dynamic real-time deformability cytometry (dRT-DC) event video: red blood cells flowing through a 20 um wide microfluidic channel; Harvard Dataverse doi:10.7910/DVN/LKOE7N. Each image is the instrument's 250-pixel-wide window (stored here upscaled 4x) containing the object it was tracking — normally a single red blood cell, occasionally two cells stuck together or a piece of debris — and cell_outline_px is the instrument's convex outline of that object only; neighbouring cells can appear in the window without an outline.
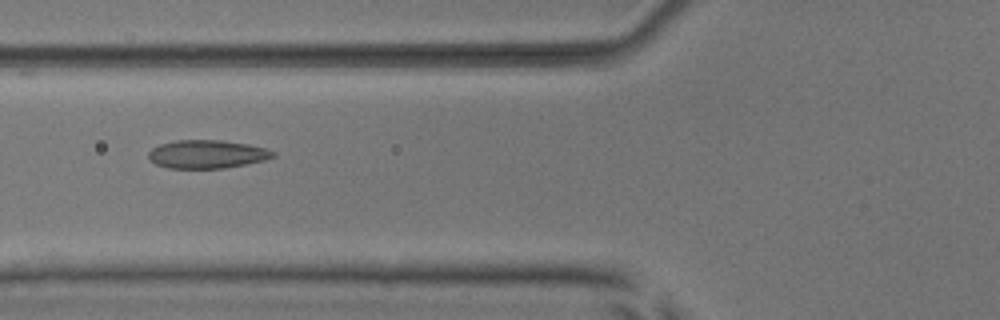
{"species": "common noctule bat (a hibernating species)", "species_latin": "Nyctalus noctula", "temperature_condition": "room temperature", "stored_images_in_passage": 6, "camera_frame_rate_fps": 3000, "um_per_image_px": 0.085, "animal": {"sex": "male", "body_mass_g": 17.9, "forearm_length_mm": 54.2}, "frame": {"image": 1, "passage_image": 4, "time_ms": 3.333, "image_size_px": [1000, 320], "cell_outline_px": [[276, 156], [264, 160], [224, 168], [168, 168], [156, 164], [148, 156], [148, 152], [152, 148], [160, 144], [176, 140], [220, 140], [248, 144], [268, 148], [276, 152]], "centroid_in_image_um": [17.62, 13.1], "position_along_channel_um": 108.2, "area_um2": 20.52}}
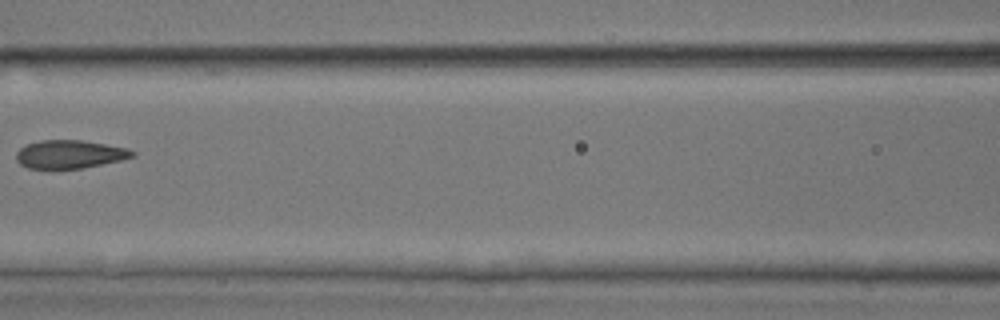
{"frame": {"image": 2, "passage_image": 5, "time_ms": 4.667, "image_size_px": [1000, 320], "cell_outline_px": [[136, 156], [120, 160], [80, 168], [28, 168], [20, 164], [16, 160], [16, 152], [20, 148], [28, 144], [40, 140], [80, 140], [128, 148], [136, 152]], "centroid_in_image_um": [5.92, 13.1], "position_along_channel_um": 160.7, "area_um2": 18.9}}
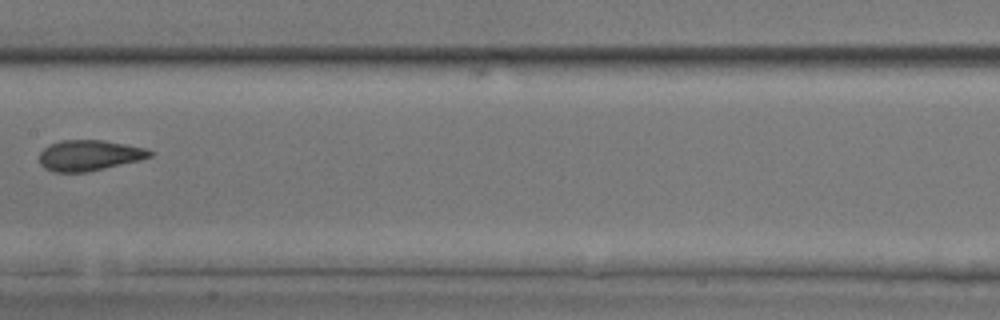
{"frame": {"image": 3, "passage_image": 6, "time_ms": 5.667, "image_size_px": [1000, 320], "cell_outline_px": [[152, 156], [140, 160], [88, 172], [52, 172], [44, 168], [40, 164], [40, 152], [48, 144], [60, 140], [104, 140], [148, 148], [152, 152]], "centroid_in_image_um": [7.58, 13.2], "position_along_channel_um": 199.8, "area_um2": 19.94}}